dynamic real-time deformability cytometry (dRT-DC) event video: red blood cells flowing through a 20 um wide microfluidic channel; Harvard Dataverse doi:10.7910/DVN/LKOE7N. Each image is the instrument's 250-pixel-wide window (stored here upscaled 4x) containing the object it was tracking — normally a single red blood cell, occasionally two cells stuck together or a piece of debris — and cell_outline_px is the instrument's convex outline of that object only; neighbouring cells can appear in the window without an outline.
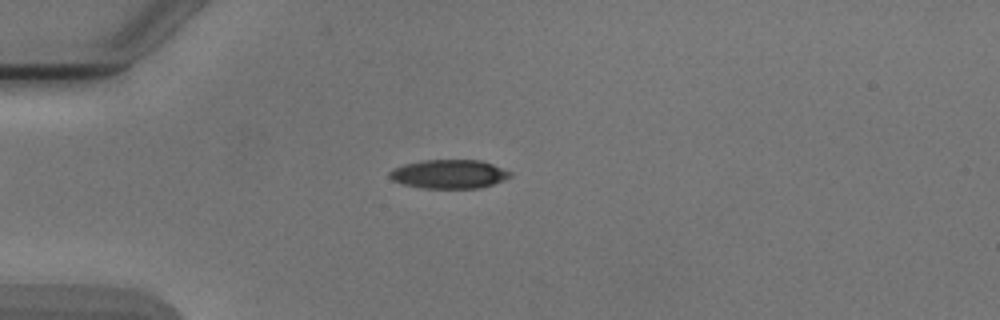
{"species": "Egyptian fruit bat (a non-hibernating species)", "species_latin": "Rousettus aegyptiacus", "temperature_condition": "cold", "stored_images_in_passage": 7, "camera_frame_rate_fps": 3000, "um_per_image_px": 0.085, "animal": {"sex": "male"}, "frame": {"image": 1, "passage_image": 5, "time_ms": 4.667, "image_size_px": [1000, 320], "cell_outline_px": [[512, 176], [504, 180], [480, 188], [420, 188], [404, 184], [392, 180], [388, 176], [388, 172], [392, 168], [404, 164], [424, 160], [480, 160], [492, 164], [512, 172]], "centroid_in_image_um": [38.15, 14.79], "position_along_channel_um": 46.8, "area_um2": 20.35}}
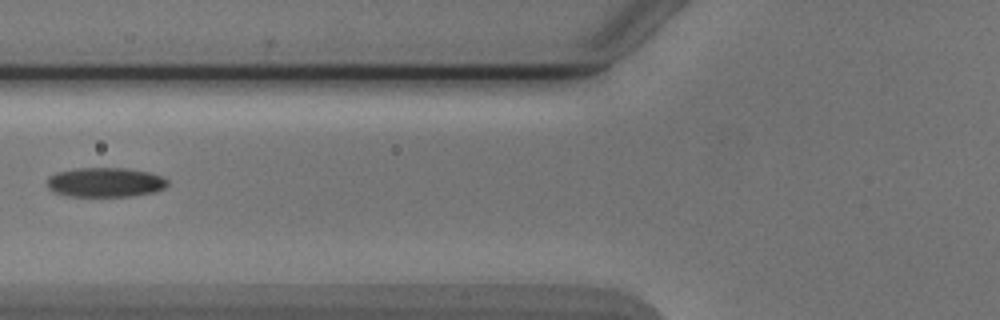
{"frame": {"image": 2, "passage_image": 7, "time_ms": 7.0, "image_size_px": [1000, 320], "cell_outline_px": [[168, 184], [164, 188], [152, 192], [132, 196], [68, 196], [52, 192], [48, 188], [48, 176], [56, 172], [76, 168], [120, 168], [148, 172], [160, 176], [168, 180]], "centroid_in_image_um": [8.9, 15.5], "position_along_channel_um": 116.9, "area_um2": 20.63}}